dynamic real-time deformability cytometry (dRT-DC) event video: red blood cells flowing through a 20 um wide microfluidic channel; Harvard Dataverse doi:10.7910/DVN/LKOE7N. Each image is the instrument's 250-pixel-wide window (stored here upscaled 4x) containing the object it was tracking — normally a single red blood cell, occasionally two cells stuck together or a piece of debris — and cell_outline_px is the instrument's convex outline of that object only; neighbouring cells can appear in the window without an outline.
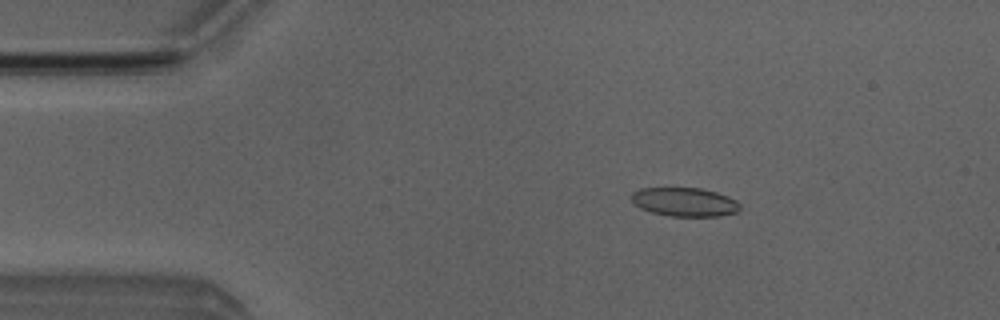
{"species": "Egyptian fruit bat (a non-hibernating species)", "species_latin": "Rousettus aegyptiacus", "temperature_condition": "room temperature", "stored_images_in_passage": 5, "camera_frame_rate_fps": 3000, "um_per_image_px": 0.085, "animal": {"sex": "male"}, "frame": {"image": 1, "passage_image": 2, "time_ms": 1.0, "image_size_px": [1000, 320], "cell_outline_px": [[740, 208], [736, 212], [720, 216], [668, 216], [652, 212], [640, 208], [632, 200], [632, 192], [640, 188], [700, 188], [716, 192], [728, 196], [736, 200], [740, 204]], "centroid_in_image_um": [58.2, 17.17], "position_along_channel_um": 26.8, "area_um2": 18.15}}